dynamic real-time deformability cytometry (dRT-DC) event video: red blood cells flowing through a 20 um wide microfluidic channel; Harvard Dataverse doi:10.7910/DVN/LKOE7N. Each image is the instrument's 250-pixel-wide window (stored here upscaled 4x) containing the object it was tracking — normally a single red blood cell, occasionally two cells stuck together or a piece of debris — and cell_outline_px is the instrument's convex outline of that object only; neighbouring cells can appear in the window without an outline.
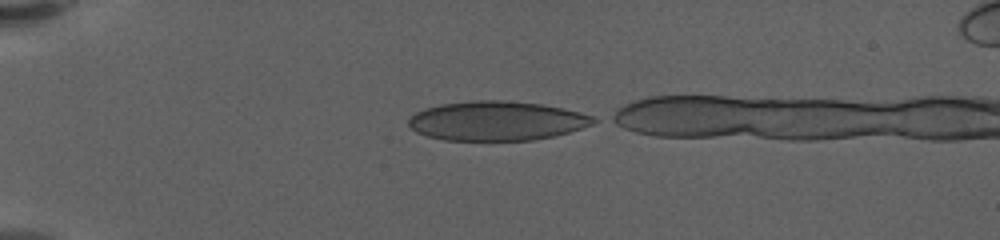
{"species": "human", "species_latin": "Homo sapiens", "temperature_condition": "warm", "stored_images_in_passage": 39, "camera_frame_rate_fps": 3000, "um_per_image_px": 0.085, "donor": {"sex": "female"}, "frame": {"image": 1, "passage_image": 1, "time_ms": 0.0, "image_size_px": [1000, 240], "cell_outline_px": [[600, 120], [592, 124], [568, 132], [552, 136], [532, 140], [444, 140], [428, 136], [416, 132], [408, 124], [408, 120], [416, 112], [424, 108], [440, 104], [472, 100], [508, 100], [540, 104], [564, 108], [592, 116]], "centroid_in_image_um": [42.2, 10.26], "position_along_channel_um": 42.8, "area_um2": 42.31}}
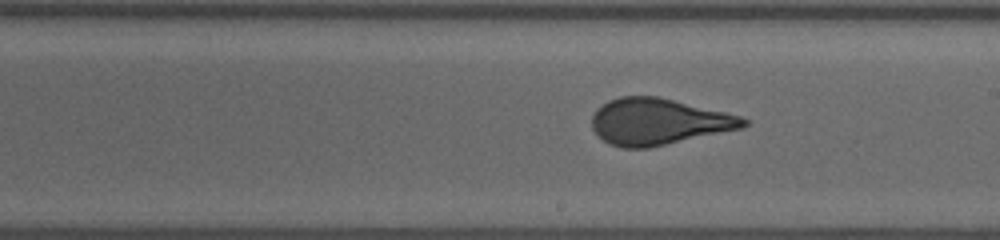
{"frame": {"image": 2, "passage_image": 21, "time_ms": 6.667, "image_size_px": [1000, 240], "cell_outline_px": [[748, 124], [744, 128], [648, 148], [624, 148], [608, 144], [592, 128], [592, 116], [608, 100], [620, 96], [656, 96], [724, 112], [740, 116], [748, 120]], "centroid_in_image_um": [55.98, 10.35], "position_along_channel_um": 233.0, "area_um2": 40.58}}
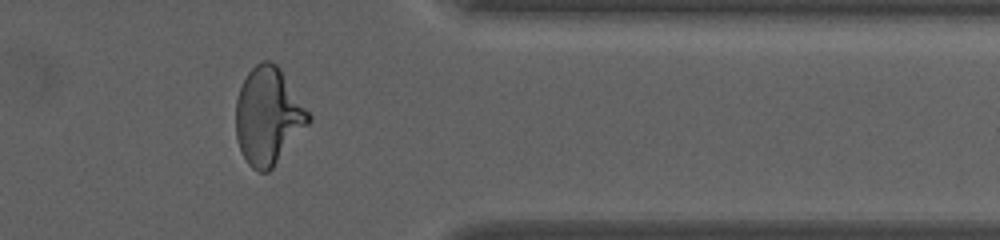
{"frame": {"image": 3, "passage_image": 35, "time_ms": 11.333, "image_size_px": [1000, 240], "cell_outline_px": [[312, 120], [272, 168], [268, 172], [260, 172], [252, 168], [248, 164], [236, 140], [236, 100], [240, 88], [248, 72], [256, 64], [264, 60], [268, 60], [276, 64], [280, 68], [312, 116]], "centroid_in_image_um": [22.8, 9.86], "position_along_channel_um": 388.6, "area_um2": 40.92}}